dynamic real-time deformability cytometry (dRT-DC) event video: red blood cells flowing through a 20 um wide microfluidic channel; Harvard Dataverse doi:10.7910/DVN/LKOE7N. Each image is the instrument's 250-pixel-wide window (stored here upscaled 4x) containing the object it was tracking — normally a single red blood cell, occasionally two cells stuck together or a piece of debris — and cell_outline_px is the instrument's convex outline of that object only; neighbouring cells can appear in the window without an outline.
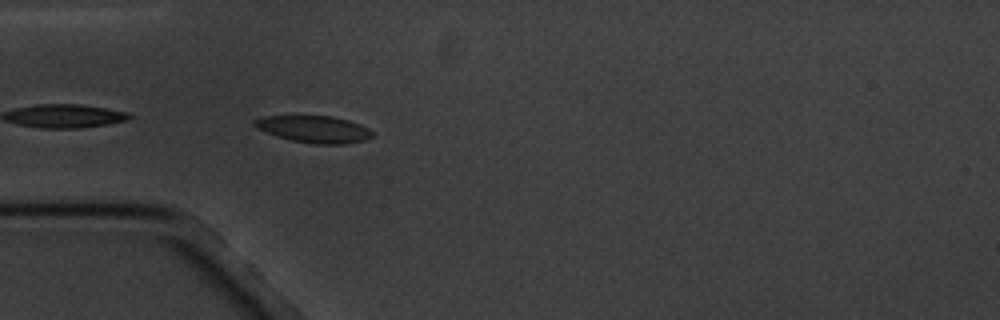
{"species": "common noctule bat (a hibernating species)", "species_latin": "Nyctalus noctula", "temperature_condition": "cold", "stored_images_in_passage": 4, "camera_frame_rate_fps": 3000, "um_per_image_px": 0.085, "animal": {"sex": "male", "body_mass_g": 20.1, "forearm_length_mm": 53.5}, "frame": {"image": 1, "passage_image": 4, "time_ms": 4.333, "image_size_px": [1000, 320], "cell_outline_px": [[372, 136], [364, 140], [344, 144], [316, 144], [292, 140], [276, 136], [256, 128], [252, 124], [252, 120], [264, 116], [332, 116], [348, 120], [360, 124], [368, 128], [372, 132]], "centroid_in_image_um": [26.66, 10.97], "position_along_channel_um": 58.3, "area_um2": 18.44}}